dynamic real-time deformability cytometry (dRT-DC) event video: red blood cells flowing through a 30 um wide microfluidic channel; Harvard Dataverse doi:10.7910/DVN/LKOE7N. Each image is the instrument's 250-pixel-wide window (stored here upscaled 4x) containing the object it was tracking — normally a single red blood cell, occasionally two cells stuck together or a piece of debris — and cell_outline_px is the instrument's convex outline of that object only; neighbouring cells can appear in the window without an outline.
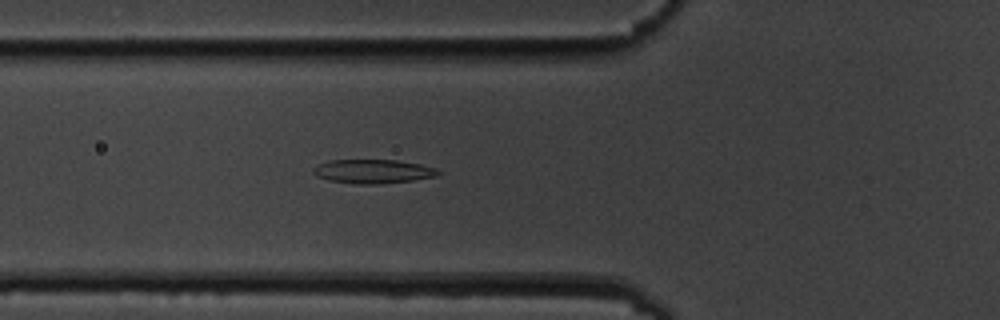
{"species": "common noctule bat (a hibernating species)", "species_latin": "Nyctalus noctula", "temperature_condition": "cold", "stored_images_in_passage": 6, "camera_frame_rate_fps": 3000, "um_per_image_px": 0.085, "animal": {"sex": "male", "body_mass_g": 19.5, "forearm_length_mm": 54.6}, "frame": {"image": 1, "passage_image": 6, "time_ms": 6.333, "image_size_px": [1000, 320], "cell_outline_px": [[440, 172], [436, 176], [412, 180], [380, 184], [352, 184], [328, 180], [316, 176], [312, 172], [312, 168], [316, 164], [328, 160], [396, 160], [420, 164], [436, 168]], "centroid_in_image_um": [31.63, 14.57], "position_along_channel_um": 94.2, "area_um2": 17.57}}